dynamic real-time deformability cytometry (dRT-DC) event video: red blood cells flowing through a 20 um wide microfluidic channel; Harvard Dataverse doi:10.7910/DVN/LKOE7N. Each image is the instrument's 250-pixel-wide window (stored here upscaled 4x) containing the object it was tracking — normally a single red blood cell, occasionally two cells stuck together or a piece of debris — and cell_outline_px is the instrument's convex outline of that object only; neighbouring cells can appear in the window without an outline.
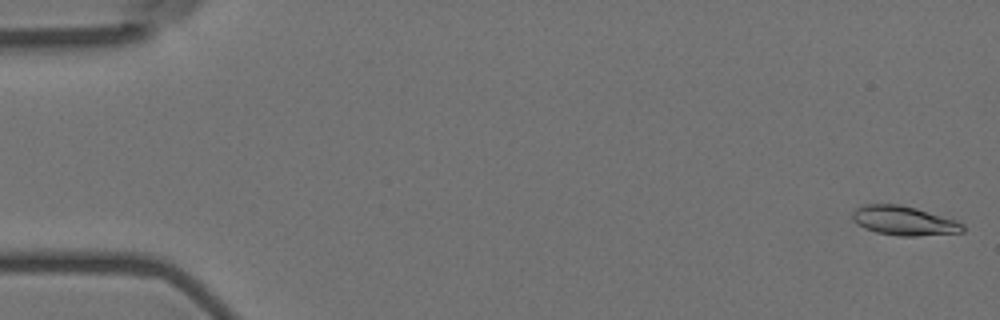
{"species": "Egyptian fruit bat (a non-hibernating species)", "species_latin": "Rousettus aegyptiacus", "temperature_condition": "room temperature", "stored_images_in_passage": 57, "segment_of_instrument_passage": [1, 2], "camera_frame_rate_fps": 3000, "um_per_image_px": 0.085, "animal": {"sex": "female"}, "frame": {"image": 1, "passage_image": 1, "time_ms": 0.0, "image_size_px": [1000, 320], "cell_outline_px": [[964, 232], [916, 236], [896, 236], [876, 232], [864, 228], [852, 220], [852, 212], [856, 208], [864, 204], [900, 204], [916, 208], [956, 220], [964, 224]], "centroid_in_image_um": [76.82, 18.76], "position_along_channel_um": 8.2, "area_um2": 18.9}}
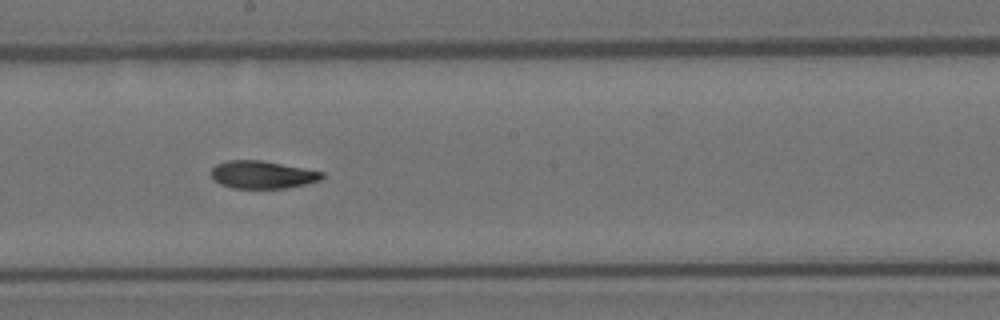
{"frame": {"image": 2, "passage_image": 31, "time_ms": 10.0, "image_size_px": [1000, 320], "cell_outline_px": [[324, 176], [320, 180], [304, 184], [284, 188], [232, 188], [220, 184], [212, 180], [212, 168], [216, 164], [228, 160], [260, 160], [304, 168], [324, 172]], "centroid_in_image_um": [22.27, 14.85], "position_along_channel_um": 225.9, "area_um2": 17.8}}
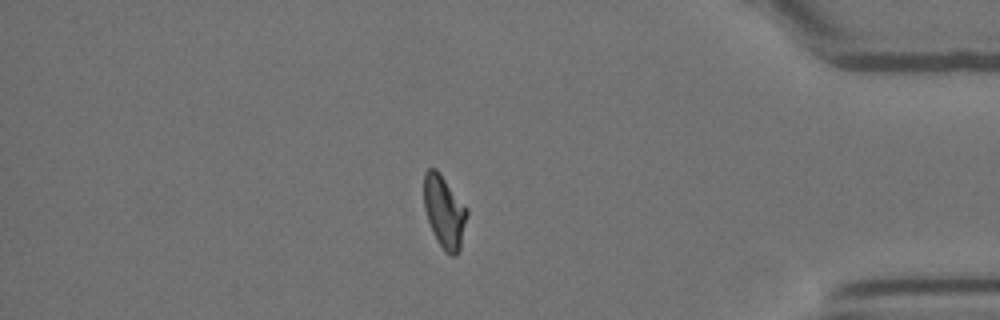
{"frame": {"image": 3, "passage_image": 48, "time_ms": 15.667, "image_size_px": [1000, 320], "cell_outline_px": [[468, 216], [460, 252], [456, 256], [448, 256], [444, 252], [436, 240], [432, 232], [424, 208], [424, 172], [428, 168], [436, 168], [440, 172], [468, 208]], "centroid_in_image_um": [37.79, 18.03], "position_along_channel_um": 397.4, "area_um2": 18.79}}